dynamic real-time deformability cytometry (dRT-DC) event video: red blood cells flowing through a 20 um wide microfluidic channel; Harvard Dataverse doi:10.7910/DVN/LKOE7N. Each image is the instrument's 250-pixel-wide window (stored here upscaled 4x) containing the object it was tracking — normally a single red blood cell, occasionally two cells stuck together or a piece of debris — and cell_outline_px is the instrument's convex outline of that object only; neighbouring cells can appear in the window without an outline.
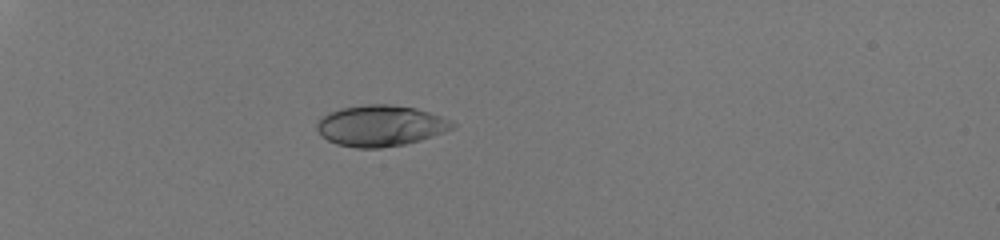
{"species": "human", "species_latin": "Homo sapiens", "temperature_condition": "room temperature", "stored_images_in_passage": 36, "camera_frame_rate_fps": 3000, "um_per_image_px": 0.085, "donor": {"sex": "male"}, "frame": {"image": 1, "passage_image": 1, "time_ms": 0.0, "image_size_px": [1000, 240], "cell_outline_px": [[456, 128], [420, 140], [404, 144], [380, 148], [356, 148], [336, 144], [320, 136], [316, 128], [316, 124], [320, 116], [328, 112], [340, 108], [368, 104], [388, 104], [416, 108], [452, 120], [456, 124]], "centroid_in_image_um": [32.32, 10.68], "position_along_channel_um": 52.7, "area_um2": 32.66}}
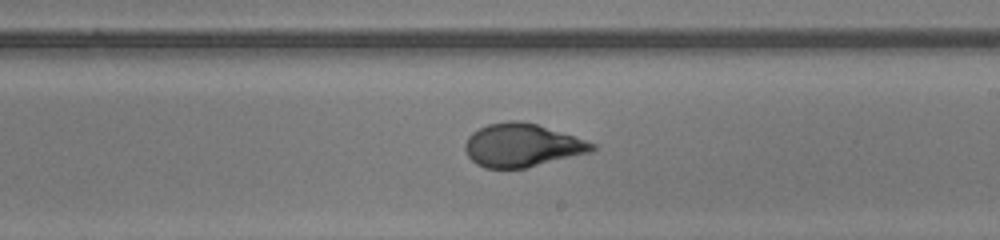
{"frame": {"image": 2, "passage_image": 19, "time_ms": 6.0, "image_size_px": [1000, 240], "cell_outline_px": [[596, 148], [592, 152], [524, 168], [484, 168], [476, 164], [468, 156], [464, 148], [464, 144], [468, 136], [472, 132], [488, 124], [508, 120], [520, 120], [536, 124], [596, 144]], "centroid_in_image_um": [44.33, 12.35], "position_along_channel_um": 244.7, "area_um2": 31.79}}
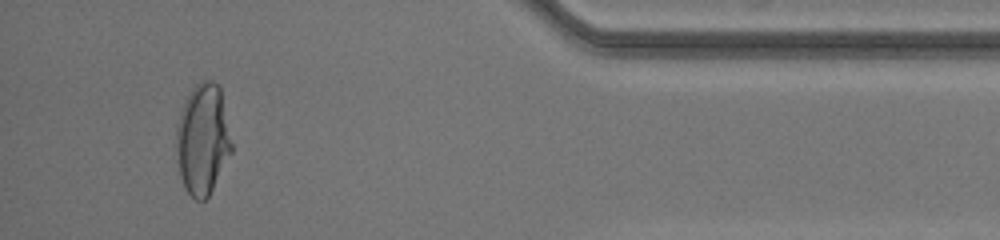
{"frame": {"image": 3, "passage_image": 34, "time_ms": 11.0, "image_size_px": [1000, 240], "cell_outline_px": [[232, 152], [208, 196], [204, 200], [196, 200], [184, 188], [180, 176], [176, 152], [176, 124], [184, 100], [192, 88], [200, 80], [212, 80], [220, 88], [232, 144]], "centroid_in_image_um": [17.21, 11.83], "position_along_channel_um": 418.0, "area_um2": 35.66}, "authors_computed_cell_mechanics": {"area_um2": 31.8767, "velocity_mm_per_s": 4.0957, "shape_relaxation_time_tau1_ms": 6.0103, "shape_relaxation_time_tau2_ms": null, "deformation_change_tau1": 0.2474, "deformation_change_tau2": null}}